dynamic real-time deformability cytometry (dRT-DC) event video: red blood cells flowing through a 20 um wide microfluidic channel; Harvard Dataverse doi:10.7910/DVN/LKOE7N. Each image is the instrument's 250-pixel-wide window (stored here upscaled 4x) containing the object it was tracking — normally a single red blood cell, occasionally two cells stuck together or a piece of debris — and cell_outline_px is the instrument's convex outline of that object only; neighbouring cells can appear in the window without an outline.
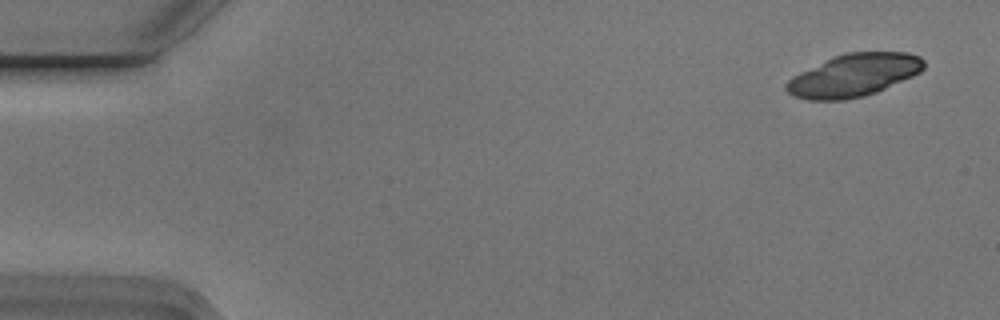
{"species": "Egyptian fruit bat (a non-hibernating species)", "species_latin": "Rousettus aegyptiacus", "temperature_condition": "cold", "stored_images_in_passage": 4, "camera_frame_rate_fps": 3000, "um_per_image_px": 0.085, "animal": {"sex": "male"}, "frame": {"image": 1, "passage_image": 1, "time_ms": 0.0, "image_size_px": [1000, 320], "cell_outline_px": [[924, 68], [920, 72], [912, 76], [876, 92], [864, 96], [844, 100], [808, 100], [792, 96], [784, 88], [784, 84], [792, 76], [832, 56], [848, 52], [908, 52], [920, 56], [924, 60]], "centroid_in_image_um": [72.54, 6.39], "position_along_channel_um": 12.5, "area_um2": 34.28}}